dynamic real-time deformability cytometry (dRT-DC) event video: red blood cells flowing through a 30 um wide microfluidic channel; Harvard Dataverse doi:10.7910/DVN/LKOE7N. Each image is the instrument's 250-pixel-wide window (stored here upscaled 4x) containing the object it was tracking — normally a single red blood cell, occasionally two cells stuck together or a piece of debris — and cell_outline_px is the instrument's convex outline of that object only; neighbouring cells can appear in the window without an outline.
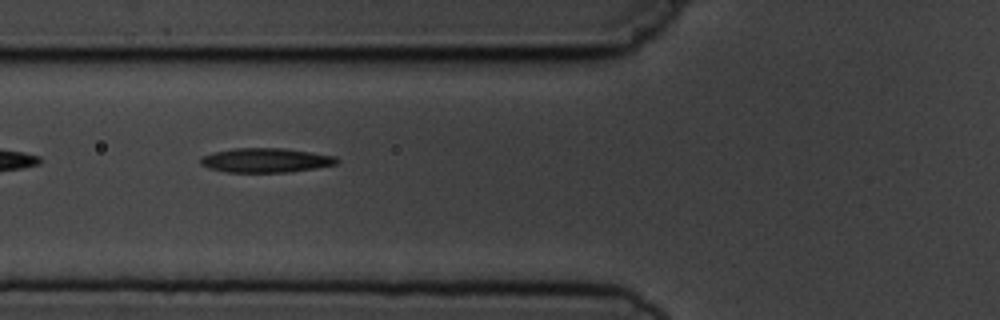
{"species": "common noctule bat (a hibernating species)", "species_latin": "Nyctalus noctula", "temperature_condition": "cold", "stored_images_in_passage": 3, "camera_frame_rate_fps": 3000, "um_per_image_px": 0.085, "animal": {"sex": "male", "body_mass_g": 19.5, "forearm_length_mm": 54.6}, "frame": {"image": 1, "passage_image": 2, "time_ms": 1.333, "image_size_px": [1000, 320], "cell_outline_px": [[340, 160], [336, 164], [316, 168], [288, 172], [224, 172], [208, 168], [200, 164], [200, 156], [212, 152], [232, 148], [284, 148], [312, 152], [336, 156]], "centroid_in_image_um": [22.56, 13.62], "position_along_channel_um": 103.2, "area_um2": 19.59}}
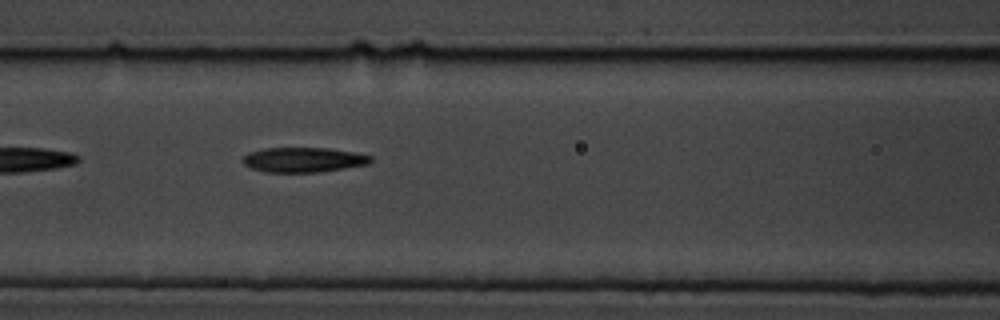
{"frame": {"image": 2, "passage_image": 3, "time_ms": 2.333, "image_size_px": [1000, 320], "cell_outline_px": [[372, 160], [368, 164], [344, 168], [316, 172], [264, 172], [252, 168], [244, 164], [240, 160], [248, 152], [264, 148], [328, 148], [352, 152], [372, 156]], "centroid_in_image_um": [25.74, 13.58], "position_along_channel_um": 140.9, "area_um2": 18.44}}